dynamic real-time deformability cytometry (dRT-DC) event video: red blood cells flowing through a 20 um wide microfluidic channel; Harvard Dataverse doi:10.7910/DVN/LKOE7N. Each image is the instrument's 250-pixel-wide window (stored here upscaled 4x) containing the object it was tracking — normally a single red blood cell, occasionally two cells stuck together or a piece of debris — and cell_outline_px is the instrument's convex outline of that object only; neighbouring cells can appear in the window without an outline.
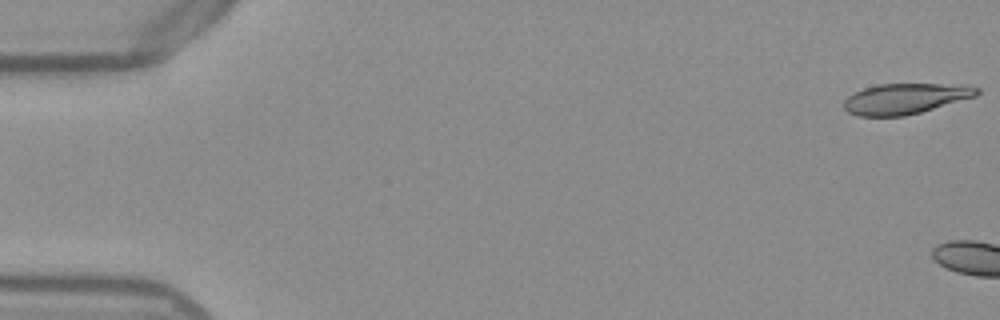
{"species": "Egyptian fruit bat (a non-hibernating species)", "species_latin": "Rousettus aegyptiacus", "temperature_condition": "warm", "stored_images_in_passage": 4, "camera_frame_rate_fps": 3000, "um_per_image_px": 0.085, "frame": {"image": 1, "passage_image": 1, "time_ms": 0.0, "image_size_px": [1000, 320], "cell_outline_px": [[980, 92], [976, 96], [920, 112], [904, 116], [856, 116], [848, 112], [844, 108], [844, 100], [852, 92], [864, 88], [880, 84], [968, 84], [980, 88]], "centroid_in_image_um": [76.96, 8.37], "position_along_channel_um": 8.0, "area_um2": 23.81}}